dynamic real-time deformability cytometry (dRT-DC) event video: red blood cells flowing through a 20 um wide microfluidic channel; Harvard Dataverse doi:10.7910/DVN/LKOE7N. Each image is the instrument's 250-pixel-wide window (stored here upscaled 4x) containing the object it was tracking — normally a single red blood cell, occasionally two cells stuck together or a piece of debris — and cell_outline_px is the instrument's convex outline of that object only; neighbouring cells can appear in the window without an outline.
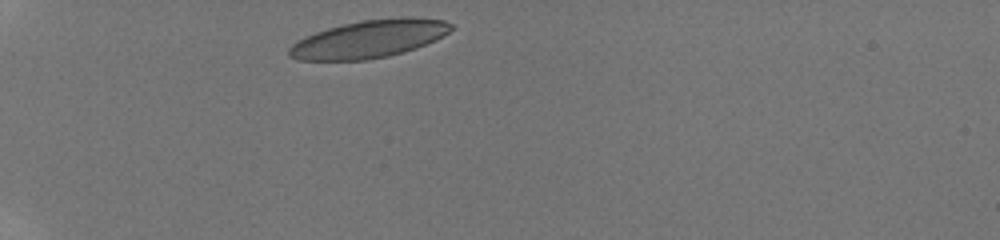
{"species": "human", "species_latin": "Homo sapiens", "temperature_condition": "room temperature", "stored_images_in_passage": 28, "camera_frame_rate_fps": 3000, "um_per_image_px": 0.085, "donor": {"sex": "male"}, "frame": {"image": 1, "passage_image": 1, "time_ms": 0.0, "image_size_px": [1000, 240], "cell_outline_px": [[456, 28], [436, 40], [416, 48], [388, 56], [368, 60], [300, 60], [288, 56], [288, 48], [296, 40], [304, 36], [328, 28], [344, 24], [364, 20], [400, 16], [444, 20], [452, 24]], "centroid_in_image_um": [31.38, 3.31], "position_along_channel_um": 53.6, "area_um2": 35.78}}
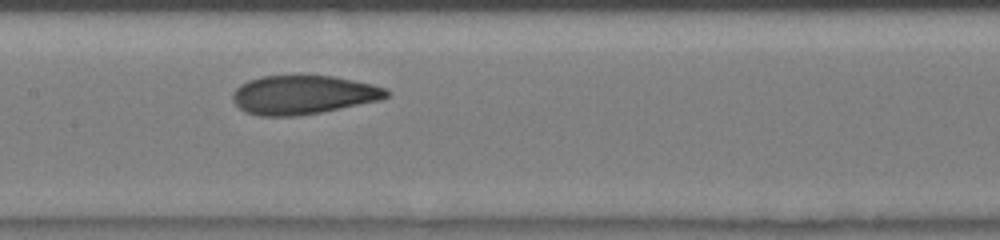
{"frame": {"image": 2, "passage_image": 9, "time_ms": 4.0, "image_size_px": [1000, 240], "cell_outline_px": [[392, 92], [388, 96], [380, 100], [320, 112], [296, 116], [260, 116], [244, 112], [232, 100], [232, 92], [240, 84], [248, 80], [260, 76], [332, 76], [372, 84], [388, 88]], "centroid_in_image_um": [25.76, 8.06], "position_along_channel_um": 181.6, "area_um2": 34.85}}
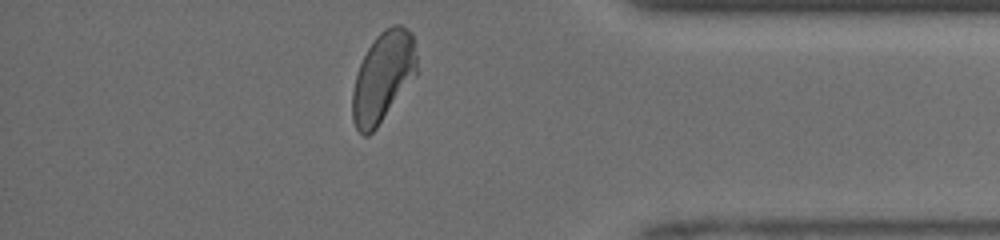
{"frame": {"image": 3, "passage_image": 28, "time_ms": 9.667, "image_size_px": [1000, 240], "cell_outline_px": [[416, 76], [376, 128], [368, 136], [364, 136], [356, 128], [352, 120], [352, 92], [356, 76], [360, 64], [368, 48], [376, 36], [380, 32], [392, 24], [400, 24], [412, 32], [416, 56]], "centroid_in_image_um": [32.55, 6.54], "position_along_channel_um": 402.7, "area_um2": 33.64}, "authors_computed_cell_mechanics": {"area_um2": 34.391, "velocity_mm_per_s": 4.1634, "shape_relaxation_time_tau1_ms": 4.4892, "shape_relaxation_time_tau2_ms": 0.7984, "deformation_change_tau1": 0.1614, "deformation_change_tau2": 0.0639}}